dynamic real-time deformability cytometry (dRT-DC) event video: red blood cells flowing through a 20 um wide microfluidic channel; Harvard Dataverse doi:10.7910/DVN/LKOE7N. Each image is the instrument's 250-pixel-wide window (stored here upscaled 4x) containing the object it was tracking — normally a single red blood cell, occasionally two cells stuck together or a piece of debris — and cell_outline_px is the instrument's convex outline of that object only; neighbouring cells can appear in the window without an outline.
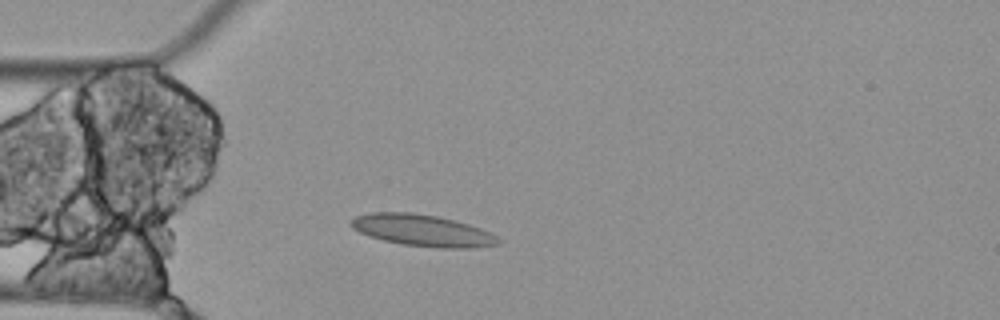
{"species": "Egyptian fruit bat (a non-hibernating species)", "species_latin": "Rousettus aegyptiacus", "temperature_condition": "cold", "stored_images_in_passage": 3, "camera_frame_rate_fps": 3000, "um_per_image_px": 0.085, "animal": {"sex": "female"}, "frame": {"image": 1, "passage_image": 3, "time_ms": 0.667, "image_size_px": [1000, 320], "cell_outline_px": [[500, 244], [472, 248], [436, 248], [404, 244], [384, 240], [368, 236], [352, 228], [352, 220], [356, 216], [372, 212], [412, 212], [436, 216], [456, 220], [480, 228], [496, 236], [500, 240]], "centroid_in_image_um": [35.92, 19.58], "position_along_channel_um": 49.1, "area_um2": 26.99}}